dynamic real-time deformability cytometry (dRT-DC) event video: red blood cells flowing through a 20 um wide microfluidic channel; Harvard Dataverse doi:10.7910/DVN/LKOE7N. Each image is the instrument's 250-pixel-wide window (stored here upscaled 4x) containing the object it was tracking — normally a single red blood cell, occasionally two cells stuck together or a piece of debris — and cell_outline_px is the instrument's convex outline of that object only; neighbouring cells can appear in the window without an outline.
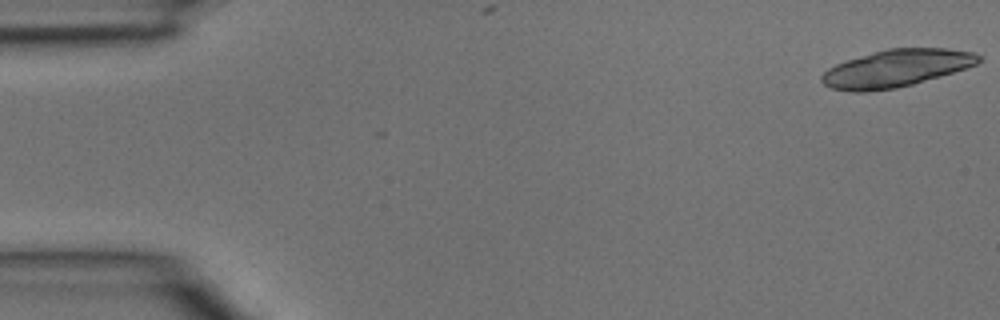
{"species": "common noctule bat (a hibernating species)", "species_latin": "Nyctalus noctula", "temperature_condition": "room temperature", "stored_images_in_passage": 2, "camera_frame_rate_fps": 3000, "um_per_image_px": 0.085, "animal": {"sex": "male", "body_mass_g": 15.6}, "frame": {"image": 1, "passage_image": 1, "time_ms": 0.0, "image_size_px": [1000, 320], "cell_outline_px": [[984, 60], [976, 64], [940, 76], [912, 84], [896, 88], [868, 92], [848, 92], [832, 88], [824, 84], [820, 80], [820, 76], [828, 68], [836, 64], [848, 60], [888, 48], [948, 48], [972, 52], [980, 56]], "centroid_in_image_um": [76.16, 5.81], "position_along_channel_um": 8.8, "area_um2": 33.93}}